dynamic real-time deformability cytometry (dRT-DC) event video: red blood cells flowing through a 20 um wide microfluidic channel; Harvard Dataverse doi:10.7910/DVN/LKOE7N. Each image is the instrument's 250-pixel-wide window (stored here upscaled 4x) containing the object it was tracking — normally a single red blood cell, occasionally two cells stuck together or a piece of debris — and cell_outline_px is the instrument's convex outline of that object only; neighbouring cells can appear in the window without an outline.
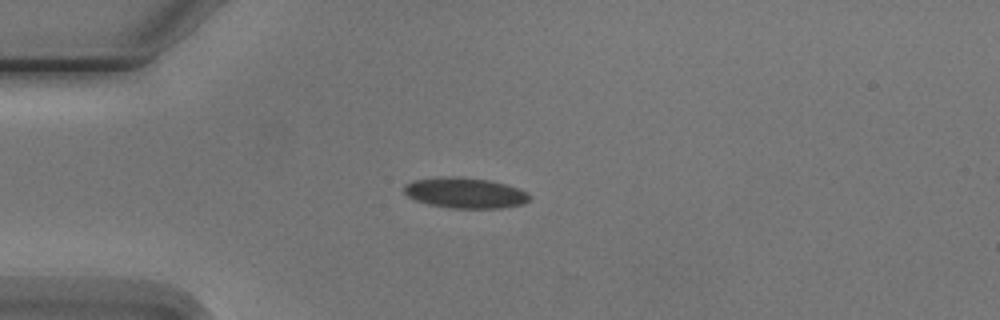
{"species": "Egyptian fruit bat (a non-hibernating species)", "species_latin": "Rousettus aegyptiacus", "temperature_condition": "cold", "stored_images_in_passage": 2, "camera_frame_rate_fps": 3000, "um_per_image_px": 0.085, "animal": {"sex": "male"}, "frame": {"image": 1, "passage_image": 1, "time_ms": 0.0, "image_size_px": [1000, 320], "cell_outline_px": [[532, 196], [524, 204], [500, 208], [448, 208], [428, 204], [416, 200], [408, 196], [404, 192], [404, 184], [412, 180], [436, 176], [456, 176], [488, 180], [520, 188], [528, 192]], "centroid_in_image_um": [39.52, 16.39], "position_along_channel_um": 45.5, "area_um2": 22.66}}